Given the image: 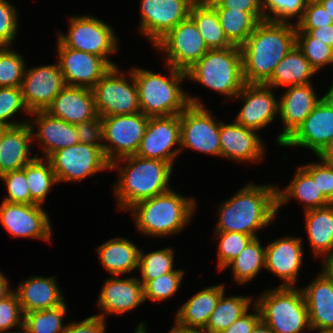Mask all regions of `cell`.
<instances>
[{
  "instance_id": "1",
  "label": "cell",
  "mask_w": 333,
  "mask_h": 333,
  "mask_svg": "<svg viewBox=\"0 0 333 333\" xmlns=\"http://www.w3.org/2000/svg\"><path fill=\"white\" fill-rule=\"evenodd\" d=\"M296 45V24L260 21L240 47L247 84H265L278 63Z\"/></svg>"
},
{
  "instance_id": "2",
  "label": "cell",
  "mask_w": 333,
  "mask_h": 333,
  "mask_svg": "<svg viewBox=\"0 0 333 333\" xmlns=\"http://www.w3.org/2000/svg\"><path fill=\"white\" fill-rule=\"evenodd\" d=\"M276 190L277 187L271 184L249 183L240 188L218 206L215 232H237L258 237L257 231L277 218Z\"/></svg>"
},
{
  "instance_id": "3",
  "label": "cell",
  "mask_w": 333,
  "mask_h": 333,
  "mask_svg": "<svg viewBox=\"0 0 333 333\" xmlns=\"http://www.w3.org/2000/svg\"><path fill=\"white\" fill-rule=\"evenodd\" d=\"M120 162H124V166ZM173 166L165 161L137 155L113 161L110 170L119 169V178L113 187L118 209L128 212L136 203L169 191Z\"/></svg>"
},
{
  "instance_id": "4",
  "label": "cell",
  "mask_w": 333,
  "mask_h": 333,
  "mask_svg": "<svg viewBox=\"0 0 333 333\" xmlns=\"http://www.w3.org/2000/svg\"><path fill=\"white\" fill-rule=\"evenodd\" d=\"M169 76L141 67L131 68L138 89L140 111L147 117L179 115L190 104L203 106L199 97L186 94L182 86L186 72L165 64Z\"/></svg>"
},
{
  "instance_id": "5",
  "label": "cell",
  "mask_w": 333,
  "mask_h": 333,
  "mask_svg": "<svg viewBox=\"0 0 333 333\" xmlns=\"http://www.w3.org/2000/svg\"><path fill=\"white\" fill-rule=\"evenodd\" d=\"M196 206L195 198L185 197L170 189L136 203L128 211H132L130 214L135 219L137 230L146 236L162 237L178 234L187 227Z\"/></svg>"
},
{
  "instance_id": "6",
  "label": "cell",
  "mask_w": 333,
  "mask_h": 333,
  "mask_svg": "<svg viewBox=\"0 0 333 333\" xmlns=\"http://www.w3.org/2000/svg\"><path fill=\"white\" fill-rule=\"evenodd\" d=\"M187 79L213 91L235 98L245 86L240 47L209 49L186 71Z\"/></svg>"
},
{
  "instance_id": "7",
  "label": "cell",
  "mask_w": 333,
  "mask_h": 333,
  "mask_svg": "<svg viewBox=\"0 0 333 333\" xmlns=\"http://www.w3.org/2000/svg\"><path fill=\"white\" fill-rule=\"evenodd\" d=\"M254 302L259 308L261 320L274 333H306L304 330L311 332L308 309L301 288L278 286L267 289Z\"/></svg>"
},
{
  "instance_id": "8",
  "label": "cell",
  "mask_w": 333,
  "mask_h": 333,
  "mask_svg": "<svg viewBox=\"0 0 333 333\" xmlns=\"http://www.w3.org/2000/svg\"><path fill=\"white\" fill-rule=\"evenodd\" d=\"M126 73L118 66L111 67L91 88L97 115L109 117L141 112L133 73L131 70Z\"/></svg>"
},
{
  "instance_id": "9",
  "label": "cell",
  "mask_w": 333,
  "mask_h": 333,
  "mask_svg": "<svg viewBox=\"0 0 333 333\" xmlns=\"http://www.w3.org/2000/svg\"><path fill=\"white\" fill-rule=\"evenodd\" d=\"M68 33L58 32V40L71 49L81 50L104 58L112 67L118 66L108 56L116 54L118 40L108 23L89 15L69 18Z\"/></svg>"
},
{
  "instance_id": "10",
  "label": "cell",
  "mask_w": 333,
  "mask_h": 333,
  "mask_svg": "<svg viewBox=\"0 0 333 333\" xmlns=\"http://www.w3.org/2000/svg\"><path fill=\"white\" fill-rule=\"evenodd\" d=\"M206 106L190 104L180 113V149H191L206 155L220 156L221 121Z\"/></svg>"
},
{
  "instance_id": "11",
  "label": "cell",
  "mask_w": 333,
  "mask_h": 333,
  "mask_svg": "<svg viewBox=\"0 0 333 333\" xmlns=\"http://www.w3.org/2000/svg\"><path fill=\"white\" fill-rule=\"evenodd\" d=\"M148 120L142 112L102 117L103 153L110 164L137 153Z\"/></svg>"
},
{
  "instance_id": "12",
  "label": "cell",
  "mask_w": 333,
  "mask_h": 333,
  "mask_svg": "<svg viewBox=\"0 0 333 333\" xmlns=\"http://www.w3.org/2000/svg\"><path fill=\"white\" fill-rule=\"evenodd\" d=\"M58 182L82 181L103 170H110L103 147L78 143L57 150L47 158Z\"/></svg>"
},
{
  "instance_id": "13",
  "label": "cell",
  "mask_w": 333,
  "mask_h": 333,
  "mask_svg": "<svg viewBox=\"0 0 333 333\" xmlns=\"http://www.w3.org/2000/svg\"><path fill=\"white\" fill-rule=\"evenodd\" d=\"M154 47L165 54L166 64L184 72L209 50L190 16L178 23Z\"/></svg>"
},
{
  "instance_id": "14",
  "label": "cell",
  "mask_w": 333,
  "mask_h": 333,
  "mask_svg": "<svg viewBox=\"0 0 333 333\" xmlns=\"http://www.w3.org/2000/svg\"><path fill=\"white\" fill-rule=\"evenodd\" d=\"M177 146V148H173ZM180 149V114L149 117L144 136L135 155L174 164Z\"/></svg>"
},
{
  "instance_id": "15",
  "label": "cell",
  "mask_w": 333,
  "mask_h": 333,
  "mask_svg": "<svg viewBox=\"0 0 333 333\" xmlns=\"http://www.w3.org/2000/svg\"><path fill=\"white\" fill-rule=\"evenodd\" d=\"M196 0H141L138 31L153 45L189 16Z\"/></svg>"
},
{
  "instance_id": "16",
  "label": "cell",
  "mask_w": 333,
  "mask_h": 333,
  "mask_svg": "<svg viewBox=\"0 0 333 333\" xmlns=\"http://www.w3.org/2000/svg\"><path fill=\"white\" fill-rule=\"evenodd\" d=\"M333 141V98L324 94L315 108L283 143L282 147L300 146L320 153Z\"/></svg>"
},
{
  "instance_id": "17",
  "label": "cell",
  "mask_w": 333,
  "mask_h": 333,
  "mask_svg": "<svg viewBox=\"0 0 333 333\" xmlns=\"http://www.w3.org/2000/svg\"><path fill=\"white\" fill-rule=\"evenodd\" d=\"M0 222L12 237L51 241L52 226L43 205L2 201Z\"/></svg>"
},
{
  "instance_id": "18",
  "label": "cell",
  "mask_w": 333,
  "mask_h": 333,
  "mask_svg": "<svg viewBox=\"0 0 333 333\" xmlns=\"http://www.w3.org/2000/svg\"><path fill=\"white\" fill-rule=\"evenodd\" d=\"M57 63L68 86L91 89L112 67L104 58L65 47L57 39Z\"/></svg>"
},
{
  "instance_id": "19",
  "label": "cell",
  "mask_w": 333,
  "mask_h": 333,
  "mask_svg": "<svg viewBox=\"0 0 333 333\" xmlns=\"http://www.w3.org/2000/svg\"><path fill=\"white\" fill-rule=\"evenodd\" d=\"M66 86L58 63L25 69L21 84L24 104L29 112L45 111Z\"/></svg>"
},
{
  "instance_id": "20",
  "label": "cell",
  "mask_w": 333,
  "mask_h": 333,
  "mask_svg": "<svg viewBox=\"0 0 333 333\" xmlns=\"http://www.w3.org/2000/svg\"><path fill=\"white\" fill-rule=\"evenodd\" d=\"M273 88L266 84H245L234 99L243 101L235 122L258 131L265 128L279 114V100Z\"/></svg>"
},
{
  "instance_id": "21",
  "label": "cell",
  "mask_w": 333,
  "mask_h": 333,
  "mask_svg": "<svg viewBox=\"0 0 333 333\" xmlns=\"http://www.w3.org/2000/svg\"><path fill=\"white\" fill-rule=\"evenodd\" d=\"M311 83L286 87L285 92L279 98V117L284 129L276 137V143H283L303 123L317 103L322 99L317 97Z\"/></svg>"
},
{
  "instance_id": "22",
  "label": "cell",
  "mask_w": 333,
  "mask_h": 333,
  "mask_svg": "<svg viewBox=\"0 0 333 333\" xmlns=\"http://www.w3.org/2000/svg\"><path fill=\"white\" fill-rule=\"evenodd\" d=\"M302 240L283 236L265 246V269L283 280L278 286L295 287L303 261Z\"/></svg>"
},
{
  "instance_id": "23",
  "label": "cell",
  "mask_w": 333,
  "mask_h": 333,
  "mask_svg": "<svg viewBox=\"0 0 333 333\" xmlns=\"http://www.w3.org/2000/svg\"><path fill=\"white\" fill-rule=\"evenodd\" d=\"M117 277L107 279L99 293L97 305L101 313L96 315L105 320L106 315H123L145 302L143 285L139 277Z\"/></svg>"
},
{
  "instance_id": "24",
  "label": "cell",
  "mask_w": 333,
  "mask_h": 333,
  "mask_svg": "<svg viewBox=\"0 0 333 333\" xmlns=\"http://www.w3.org/2000/svg\"><path fill=\"white\" fill-rule=\"evenodd\" d=\"M257 131L237 124L221 121L219 142L221 157L238 162H260L266 149Z\"/></svg>"
},
{
  "instance_id": "25",
  "label": "cell",
  "mask_w": 333,
  "mask_h": 333,
  "mask_svg": "<svg viewBox=\"0 0 333 333\" xmlns=\"http://www.w3.org/2000/svg\"><path fill=\"white\" fill-rule=\"evenodd\" d=\"M301 290L311 331L333 329V277L323 267L314 281Z\"/></svg>"
},
{
  "instance_id": "26",
  "label": "cell",
  "mask_w": 333,
  "mask_h": 333,
  "mask_svg": "<svg viewBox=\"0 0 333 333\" xmlns=\"http://www.w3.org/2000/svg\"><path fill=\"white\" fill-rule=\"evenodd\" d=\"M32 114L34 116V120L30 119L28 121L32 129V138L33 141L36 139L39 141L45 158H48L57 150L79 143V137L74 124L52 117L45 111L31 112V117ZM34 126L38 129L36 134L34 132Z\"/></svg>"
},
{
  "instance_id": "27",
  "label": "cell",
  "mask_w": 333,
  "mask_h": 333,
  "mask_svg": "<svg viewBox=\"0 0 333 333\" xmlns=\"http://www.w3.org/2000/svg\"><path fill=\"white\" fill-rule=\"evenodd\" d=\"M45 112L70 124L86 122L97 116L91 89L68 85L54 97Z\"/></svg>"
},
{
  "instance_id": "28",
  "label": "cell",
  "mask_w": 333,
  "mask_h": 333,
  "mask_svg": "<svg viewBox=\"0 0 333 333\" xmlns=\"http://www.w3.org/2000/svg\"><path fill=\"white\" fill-rule=\"evenodd\" d=\"M55 278L56 276H30L20 282L14 291L23 314L52 309L66 301Z\"/></svg>"
},
{
  "instance_id": "29",
  "label": "cell",
  "mask_w": 333,
  "mask_h": 333,
  "mask_svg": "<svg viewBox=\"0 0 333 333\" xmlns=\"http://www.w3.org/2000/svg\"><path fill=\"white\" fill-rule=\"evenodd\" d=\"M32 140L29 123L3 128L0 136V176L20 170L39 157L37 153L34 157L29 154Z\"/></svg>"
},
{
  "instance_id": "30",
  "label": "cell",
  "mask_w": 333,
  "mask_h": 333,
  "mask_svg": "<svg viewBox=\"0 0 333 333\" xmlns=\"http://www.w3.org/2000/svg\"><path fill=\"white\" fill-rule=\"evenodd\" d=\"M224 291V283L200 290L176 311L175 322L202 331Z\"/></svg>"
},
{
  "instance_id": "31",
  "label": "cell",
  "mask_w": 333,
  "mask_h": 333,
  "mask_svg": "<svg viewBox=\"0 0 333 333\" xmlns=\"http://www.w3.org/2000/svg\"><path fill=\"white\" fill-rule=\"evenodd\" d=\"M305 230L315 257L324 264L333 258V203L304 211Z\"/></svg>"
},
{
  "instance_id": "32",
  "label": "cell",
  "mask_w": 333,
  "mask_h": 333,
  "mask_svg": "<svg viewBox=\"0 0 333 333\" xmlns=\"http://www.w3.org/2000/svg\"><path fill=\"white\" fill-rule=\"evenodd\" d=\"M103 268L111 276H120L139 268L140 249L127 238L109 239L97 248Z\"/></svg>"
},
{
  "instance_id": "33",
  "label": "cell",
  "mask_w": 333,
  "mask_h": 333,
  "mask_svg": "<svg viewBox=\"0 0 333 333\" xmlns=\"http://www.w3.org/2000/svg\"><path fill=\"white\" fill-rule=\"evenodd\" d=\"M293 180L282 190L277 187V213L282 205L287 204L291 198L297 199L304 207V211L320 208L331 204L322 194L317 186V182L300 166L297 168Z\"/></svg>"
},
{
  "instance_id": "34",
  "label": "cell",
  "mask_w": 333,
  "mask_h": 333,
  "mask_svg": "<svg viewBox=\"0 0 333 333\" xmlns=\"http://www.w3.org/2000/svg\"><path fill=\"white\" fill-rule=\"evenodd\" d=\"M317 72L295 45L290 52L278 63L272 77L265 83L267 86L290 87L311 83V77Z\"/></svg>"
},
{
  "instance_id": "35",
  "label": "cell",
  "mask_w": 333,
  "mask_h": 333,
  "mask_svg": "<svg viewBox=\"0 0 333 333\" xmlns=\"http://www.w3.org/2000/svg\"><path fill=\"white\" fill-rule=\"evenodd\" d=\"M189 16L197 25L198 31L209 49H224L233 46L225 36L217 11L206 0H196L191 6Z\"/></svg>"
},
{
  "instance_id": "36",
  "label": "cell",
  "mask_w": 333,
  "mask_h": 333,
  "mask_svg": "<svg viewBox=\"0 0 333 333\" xmlns=\"http://www.w3.org/2000/svg\"><path fill=\"white\" fill-rule=\"evenodd\" d=\"M224 295L225 292L221 295L215 310L210 315L208 323L201 333H222L244 313L250 311V305L255 304L251 296L227 297Z\"/></svg>"
},
{
  "instance_id": "37",
  "label": "cell",
  "mask_w": 333,
  "mask_h": 333,
  "mask_svg": "<svg viewBox=\"0 0 333 333\" xmlns=\"http://www.w3.org/2000/svg\"><path fill=\"white\" fill-rule=\"evenodd\" d=\"M226 267H231L232 276L240 285L254 279L261 269H265V247L259 237L253 238Z\"/></svg>"
},
{
  "instance_id": "38",
  "label": "cell",
  "mask_w": 333,
  "mask_h": 333,
  "mask_svg": "<svg viewBox=\"0 0 333 333\" xmlns=\"http://www.w3.org/2000/svg\"><path fill=\"white\" fill-rule=\"evenodd\" d=\"M225 36L233 46L241 47L253 33L259 21L249 12L229 8H214Z\"/></svg>"
},
{
  "instance_id": "39",
  "label": "cell",
  "mask_w": 333,
  "mask_h": 333,
  "mask_svg": "<svg viewBox=\"0 0 333 333\" xmlns=\"http://www.w3.org/2000/svg\"><path fill=\"white\" fill-rule=\"evenodd\" d=\"M22 169L25 171L31 198L37 204L43 205L51 187L59 183L50 161L44 157H36Z\"/></svg>"
},
{
  "instance_id": "40",
  "label": "cell",
  "mask_w": 333,
  "mask_h": 333,
  "mask_svg": "<svg viewBox=\"0 0 333 333\" xmlns=\"http://www.w3.org/2000/svg\"><path fill=\"white\" fill-rule=\"evenodd\" d=\"M67 313L66 301L55 308L24 314L23 329L25 333H64L63 324Z\"/></svg>"
},
{
  "instance_id": "41",
  "label": "cell",
  "mask_w": 333,
  "mask_h": 333,
  "mask_svg": "<svg viewBox=\"0 0 333 333\" xmlns=\"http://www.w3.org/2000/svg\"><path fill=\"white\" fill-rule=\"evenodd\" d=\"M174 258V250L171 247L152 251L147 254L143 249L140 250L138 270L141 273V279L139 278V281L144 286L150 280L175 271Z\"/></svg>"
},
{
  "instance_id": "42",
  "label": "cell",
  "mask_w": 333,
  "mask_h": 333,
  "mask_svg": "<svg viewBox=\"0 0 333 333\" xmlns=\"http://www.w3.org/2000/svg\"><path fill=\"white\" fill-rule=\"evenodd\" d=\"M296 46L316 72L332 64L333 48L318 41L308 32H296Z\"/></svg>"
},
{
  "instance_id": "43",
  "label": "cell",
  "mask_w": 333,
  "mask_h": 333,
  "mask_svg": "<svg viewBox=\"0 0 333 333\" xmlns=\"http://www.w3.org/2000/svg\"><path fill=\"white\" fill-rule=\"evenodd\" d=\"M11 46L0 47V87H21L26 62Z\"/></svg>"
},
{
  "instance_id": "44",
  "label": "cell",
  "mask_w": 333,
  "mask_h": 333,
  "mask_svg": "<svg viewBox=\"0 0 333 333\" xmlns=\"http://www.w3.org/2000/svg\"><path fill=\"white\" fill-rule=\"evenodd\" d=\"M183 276L184 270L176 269L173 272L166 273L148 281L143 286L144 301L151 300L154 302H162L172 297L178 292Z\"/></svg>"
},
{
  "instance_id": "45",
  "label": "cell",
  "mask_w": 333,
  "mask_h": 333,
  "mask_svg": "<svg viewBox=\"0 0 333 333\" xmlns=\"http://www.w3.org/2000/svg\"><path fill=\"white\" fill-rule=\"evenodd\" d=\"M308 0H262L264 20L290 22L296 18L295 24L302 18Z\"/></svg>"
},
{
  "instance_id": "46",
  "label": "cell",
  "mask_w": 333,
  "mask_h": 333,
  "mask_svg": "<svg viewBox=\"0 0 333 333\" xmlns=\"http://www.w3.org/2000/svg\"><path fill=\"white\" fill-rule=\"evenodd\" d=\"M215 234L217 240H219L217 250L219 271L224 270L254 238L251 235L237 232H215Z\"/></svg>"
},
{
  "instance_id": "47",
  "label": "cell",
  "mask_w": 333,
  "mask_h": 333,
  "mask_svg": "<svg viewBox=\"0 0 333 333\" xmlns=\"http://www.w3.org/2000/svg\"><path fill=\"white\" fill-rule=\"evenodd\" d=\"M19 111L30 115L29 110L24 104L21 88L0 87V125L3 127H13L28 123V120L16 122V120L12 121L10 119V117H14Z\"/></svg>"
},
{
  "instance_id": "48",
  "label": "cell",
  "mask_w": 333,
  "mask_h": 333,
  "mask_svg": "<svg viewBox=\"0 0 333 333\" xmlns=\"http://www.w3.org/2000/svg\"><path fill=\"white\" fill-rule=\"evenodd\" d=\"M7 188L8 195L3 198L4 202L20 204H37L30 195L23 169L7 172L0 176Z\"/></svg>"
},
{
  "instance_id": "49",
  "label": "cell",
  "mask_w": 333,
  "mask_h": 333,
  "mask_svg": "<svg viewBox=\"0 0 333 333\" xmlns=\"http://www.w3.org/2000/svg\"><path fill=\"white\" fill-rule=\"evenodd\" d=\"M24 314L14 289L0 301V332L13 327L23 330Z\"/></svg>"
},
{
  "instance_id": "50",
  "label": "cell",
  "mask_w": 333,
  "mask_h": 333,
  "mask_svg": "<svg viewBox=\"0 0 333 333\" xmlns=\"http://www.w3.org/2000/svg\"><path fill=\"white\" fill-rule=\"evenodd\" d=\"M18 12L7 0H0V47L11 46L18 32Z\"/></svg>"
},
{
  "instance_id": "51",
  "label": "cell",
  "mask_w": 333,
  "mask_h": 333,
  "mask_svg": "<svg viewBox=\"0 0 333 333\" xmlns=\"http://www.w3.org/2000/svg\"><path fill=\"white\" fill-rule=\"evenodd\" d=\"M319 163H308L301 167L317 182V186L322 194L333 203V166L326 163L317 156Z\"/></svg>"
},
{
  "instance_id": "52",
  "label": "cell",
  "mask_w": 333,
  "mask_h": 333,
  "mask_svg": "<svg viewBox=\"0 0 333 333\" xmlns=\"http://www.w3.org/2000/svg\"><path fill=\"white\" fill-rule=\"evenodd\" d=\"M332 23L333 18L318 0H308L302 18L296 23V29H316Z\"/></svg>"
},
{
  "instance_id": "53",
  "label": "cell",
  "mask_w": 333,
  "mask_h": 333,
  "mask_svg": "<svg viewBox=\"0 0 333 333\" xmlns=\"http://www.w3.org/2000/svg\"><path fill=\"white\" fill-rule=\"evenodd\" d=\"M74 126L79 137V143L97 147L103 146V142H101L103 141V125L100 115H97L92 120L74 124Z\"/></svg>"
},
{
  "instance_id": "54",
  "label": "cell",
  "mask_w": 333,
  "mask_h": 333,
  "mask_svg": "<svg viewBox=\"0 0 333 333\" xmlns=\"http://www.w3.org/2000/svg\"><path fill=\"white\" fill-rule=\"evenodd\" d=\"M213 8H229L251 13L259 22L264 20L262 0H206Z\"/></svg>"
},
{
  "instance_id": "55",
  "label": "cell",
  "mask_w": 333,
  "mask_h": 333,
  "mask_svg": "<svg viewBox=\"0 0 333 333\" xmlns=\"http://www.w3.org/2000/svg\"><path fill=\"white\" fill-rule=\"evenodd\" d=\"M106 320L97 315H92L85 320L66 324L64 333H105Z\"/></svg>"
},
{
  "instance_id": "56",
  "label": "cell",
  "mask_w": 333,
  "mask_h": 333,
  "mask_svg": "<svg viewBox=\"0 0 333 333\" xmlns=\"http://www.w3.org/2000/svg\"><path fill=\"white\" fill-rule=\"evenodd\" d=\"M253 308L255 313L247 311L222 333H251L255 325L261 320L258 306L254 304Z\"/></svg>"
},
{
  "instance_id": "57",
  "label": "cell",
  "mask_w": 333,
  "mask_h": 333,
  "mask_svg": "<svg viewBox=\"0 0 333 333\" xmlns=\"http://www.w3.org/2000/svg\"><path fill=\"white\" fill-rule=\"evenodd\" d=\"M296 32H308L318 41L324 42L333 48V23L316 29H296Z\"/></svg>"
},
{
  "instance_id": "58",
  "label": "cell",
  "mask_w": 333,
  "mask_h": 333,
  "mask_svg": "<svg viewBox=\"0 0 333 333\" xmlns=\"http://www.w3.org/2000/svg\"><path fill=\"white\" fill-rule=\"evenodd\" d=\"M13 289L10 288L7 277L0 272V301L6 297Z\"/></svg>"
},
{
  "instance_id": "59",
  "label": "cell",
  "mask_w": 333,
  "mask_h": 333,
  "mask_svg": "<svg viewBox=\"0 0 333 333\" xmlns=\"http://www.w3.org/2000/svg\"><path fill=\"white\" fill-rule=\"evenodd\" d=\"M319 157L333 166V141L320 153Z\"/></svg>"
},
{
  "instance_id": "60",
  "label": "cell",
  "mask_w": 333,
  "mask_h": 333,
  "mask_svg": "<svg viewBox=\"0 0 333 333\" xmlns=\"http://www.w3.org/2000/svg\"><path fill=\"white\" fill-rule=\"evenodd\" d=\"M174 326L168 333H201V331H199L197 329L183 327V326L178 325L176 322H175Z\"/></svg>"
},
{
  "instance_id": "61",
  "label": "cell",
  "mask_w": 333,
  "mask_h": 333,
  "mask_svg": "<svg viewBox=\"0 0 333 333\" xmlns=\"http://www.w3.org/2000/svg\"><path fill=\"white\" fill-rule=\"evenodd\" d=\"M251 333H274L270 327L260 320L255 327L252 329Z\"/></svg>"
},
{
  "instance_id": "62",
  "label": "cell",
  "mask_w": 333,
  "mask_h": 333,
  "mask_svg": "<svg viewBox=\"0 0 333 333\" xmlns=\"http://www.w3.org/2000/svg\"><path fill=\"white\" fill-rule=\"evenodd\" d=\"M325 10L328 12V14L333 18V0H318Z\"/></svg>"
},
{
  "instance_id": "63",
  "label": "cell",
  "mask_w": 333,
  "mask_h": 333,
  "mask_svg": "<svg viewBox=\"0 0 333 333\" xmlns=\"http://www.w3.org/2000/svg\"><path fill=\"white\" fill-rule=\"evenodd\" d=\"M323 265L322 267H324L328 271V273L333 277V258L328 259Z\"/></svg>"
},
{
  "instance_id": "64",
  "label": "cell",
  "mask_w": 333,
  "mask_h": 333,
  "mask_svg": "<svg viewBox=\"0 0 333 333\" xmlns=\"http://www.w3.org/2000/svg\"><path fill=\"white\" fill-rule=\"evenodd\" d=\"M146 324H144V322H140V324L138 325V327H136L137 329L134 331V333H147V329L145 328Z\"/></svg>"
},
{
  "instance_id": "65",
  "label": "cell",
  "mask_w": 333,
  "mask_h": 333,
  "mask_svg": "<svg viewBox=\"0 0 333 333\" xmlns=\"http://www.w3.org/2000/svg\"><path fill=\"white\" fill-rule=\"evenodd\" d=\"M331 67L333 68V61H332ZM325 94L327 96L333 98V80H332V84H331L330 88L328 89V92L325 93Z\"/></svg>"
},
{
  "instance_id": "66",
  "label": "cell",
  "mask_w": 333,
  "mask_h": 333,
  "mask_svg": "<svg viewBox=\"0 0 333 333\" xmlns=\"http://www.w3.org/2000/svg\"><path fill=\"white\" fill-rule=\"evenodd\" d=\"M320 333H333V329H326L319 331Z\"/></svg>"
},
{
  "instance_id": "67",
  "label": "cell",
  "mask_w": 333,
  "mask_h": 333,
  "mask_svg": "<svg viewBox=\"0 0 333 333\" xmlns=\"http://www.w3.org/2000/svg\"><path fill=\"white\" fill-rule=\"evenodd\" d=\"M0 333H25V331H24V329H23L22 332H17V331H15V332H11V331H7V332H0Z\"/></svg>"
},
{
  "instance_id": "68",
  "label": "cell",
  "mask_w": 333,
  "mask_h": 333,
  "mask_svg": "<svg viewBox=\"0 0 333 333\" xmlns=\"http://www.w3.org/2000/svg\"><path fill=\"white\" fill-rule=\"evenodd\" d=\"M3 126L0 125V136H1V131L3 130Z\"/></svg>"
}]
</instances>
